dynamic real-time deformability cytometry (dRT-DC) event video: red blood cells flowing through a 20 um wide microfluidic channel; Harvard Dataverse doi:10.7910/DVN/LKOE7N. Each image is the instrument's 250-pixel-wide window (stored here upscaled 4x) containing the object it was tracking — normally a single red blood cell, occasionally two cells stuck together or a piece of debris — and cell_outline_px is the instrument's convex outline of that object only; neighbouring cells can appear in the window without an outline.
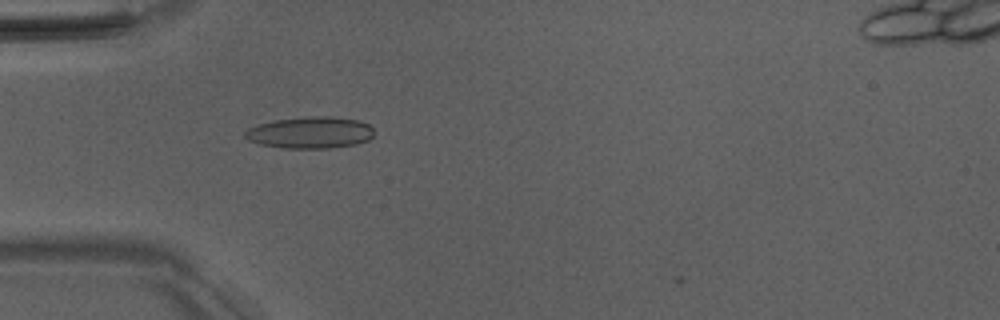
{"species": "Egyptian fruit bat (a non-hibernating species)", "species_latin": "Rousettus aegyptiacus", "temperature_condition": "room temperature", "stored_images_in_passage": 37, "camera_frame_rate_fps": 3000, "um_per_image_px": 0.085, "animal": {"sex": "male"}, "frame": {"image": 1, "passage_image": 2, "time_ms": 0.333, "image_size_px": [1000, 320], "cell_outline_px": [[372, 136], [368, 140], [356, 144], [332, 148], [284, 148], [260, 144], [248, 140], [244, 136], [244, 132], [248, 128], [272, 120], [304, 116], [332, 116], [356, 120], [368, 124], [372, 128]], "centroid_in_image_um": [26.34, 11.26], "position_along_channel_um": 58.7, "area_um2": 23.87}}
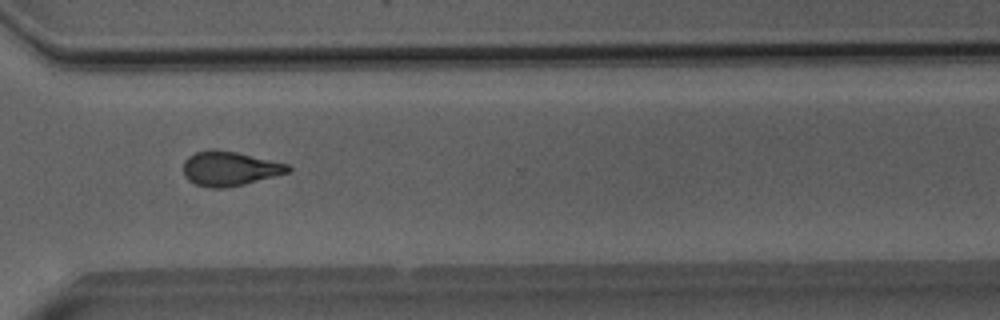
{"frame": {"image": 2, "passage_image": 24, "time_ms": 7.667, "image_size_px": [1000, 320], "cell_outline_px": [[292, 168], [288, 172], [244, 184], [224, 188], [208, 188], [196, 184], [188, 180], [184, 176], [184, 160], [188, 156], [196, 152], [212, 148], [236, 152], [288, 164]], "centroid_in_image_um": [19.48, 14.32], "position_along_channel_um": 351.1, "area_um2": 20.92}}
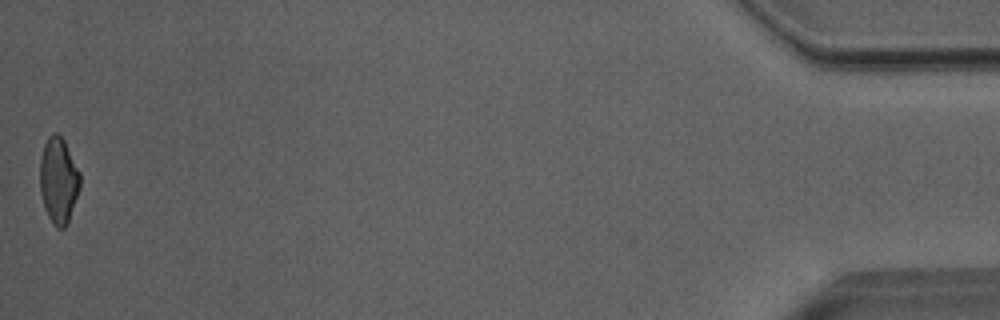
{"frame": {"image": 3, "passage_image": 37, "time_ms": 12.0, "image_size_px": [1000, 320], "cell_outline_px": [[80, 188], [68, 220], [64, 228], [56, 228], [52, 224], [44, 208], [40, 192], [40, 160], [44, 144], [48, 136], [52, 132], [56, 132], [64, 140], [80, 172]], "centroid_in_image_um": [4.96, 15.32], "position_along_channel_um": 430.2, "area_um2": 20.11}, "authors_computed_cell_mechanics": {"area_um2": 20.8658, "velocity_mm_per_s": 4.0519, "shape_relaxation_time_tau1_ms": null, "shape_relaxation_time_tau2_ms": 2.1331, "deformation_change_tau1": null, "deformation_change_tau2": 0.0936}}